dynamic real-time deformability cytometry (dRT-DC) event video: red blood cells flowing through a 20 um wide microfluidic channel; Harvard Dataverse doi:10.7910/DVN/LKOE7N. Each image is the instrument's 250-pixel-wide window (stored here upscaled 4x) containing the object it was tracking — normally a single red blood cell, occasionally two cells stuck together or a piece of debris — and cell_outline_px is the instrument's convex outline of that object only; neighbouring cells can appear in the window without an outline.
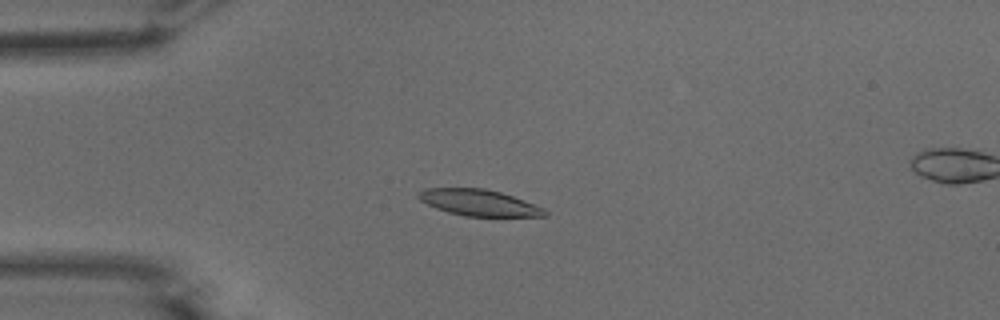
{"species": "common noctule bat (a hibernating species)", "species_latin": "Nyctalus noctula", "temperature_condition": "warm", "stored_images_in_passage": 48, "camera_frame_rate_fps": 3000, "um_per_image_px": 0.085, "animal": {"sex": "male", "body_mass_g": 15.6}, "frame": {"image": 1, "passage_image": 9, "time_ms": 2.667, "image_size_px": [1000, 320], "cell_outline_px": [[548, 216], [464, 216], [448, 212], [436, 208], [420, 200], [416, 196], [424, 188], [484, 188], [500, 192], [512, 196], [544, 208], [548, 212]], "centroid_in_image_um": [40.7, 17.22], "position_along_channel_um": 44.3, "area_um2": 19.19}}
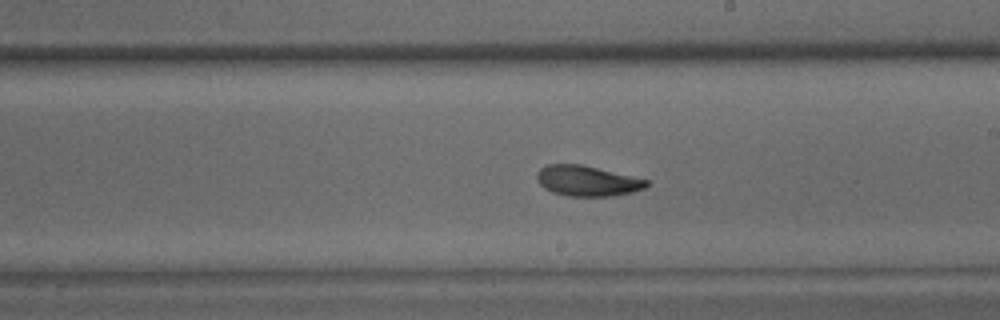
{"frame": {"image": 2, "passage_image": 26, "time_ms": 8.333, "image_size_px": [1000, 320], "cell_outline_px": [[648, 184], [644, 188], [632, 192], [612, 196], [568, 196], [552, 192], [544, 188], [536, 180], [536, 172], [540, 168], [548, 164], [580, 164], [632, 176], [648, 180]], "centroid_in_image_um": [49.86, 15.37], "position_along_channel_um": 239.1, "area_um2": 19.36}}
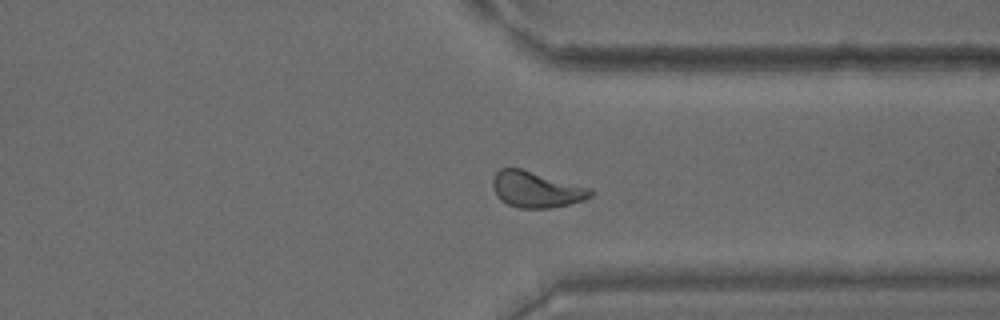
{"frame": {"image": 3, "passage_image": 36, "time_ms": 11.667, "image_size_px": [1000, 320], "cell_outline_px": [[592, 196], [584, 200], [568, 204], [548, 208], [516, 208], [500, 200], [492, 184], [492, 180], [496, 172], [500, 168], [520, 168], [592, 188]], "centroid_in_image_um": [45.58, 16.1], "position_along_channel_um": 365.8, "area_um2": 20.46}, "authors_computed_cell_mechanics": {"area_um2": 19.9699, "velocity_mm_per_s": 3.8082, "shape_relaxation_time_tau1_ms": 4.3129, "shape_relaxation_time_tau2_ms": 5.0949, "deformation_change_tau1": 0.1763, "deformation_change_tau2": 0.1094}}